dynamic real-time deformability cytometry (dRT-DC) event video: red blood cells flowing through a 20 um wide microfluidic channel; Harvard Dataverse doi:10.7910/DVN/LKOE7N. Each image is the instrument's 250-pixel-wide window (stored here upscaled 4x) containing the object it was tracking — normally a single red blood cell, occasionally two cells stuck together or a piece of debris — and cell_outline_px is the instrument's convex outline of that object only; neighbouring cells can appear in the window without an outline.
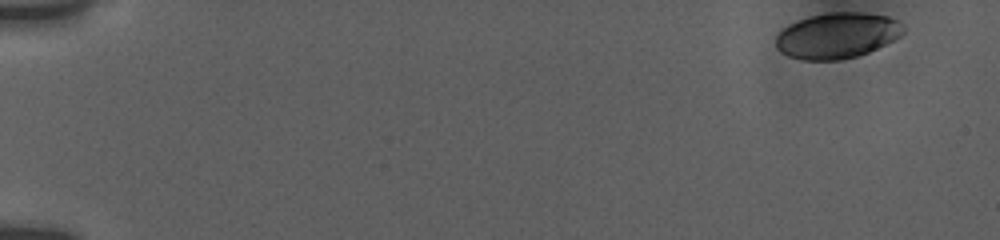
{"species": "human", "species_latin": "Homo sapiens", "temperature_condition": "room temperature", "stored_images_in_passage": 53, "camera_frame_rate_fps": 3000, "um_per_image_px": 0.085, "donor": {"sex": "female"}, "frame": {"image": 1, "passage_image": 1, "time_ms": 0.0, "image_size_px": [1000, 240], "cell_outline_px": [[904, 32], [900, 36], [868, 52], [856, 56], [840, 60], [800, 60], [788, 56], [780, 52], [776, 48], [776, 36], [788, 24], [812, 16], [832, 12], [860, 12], [888, 16], [904, 24]], "centroid_in_image_um": [71.15, 3.03], "position_along_channel_um": 13.9, "area_um2": 33.81}}
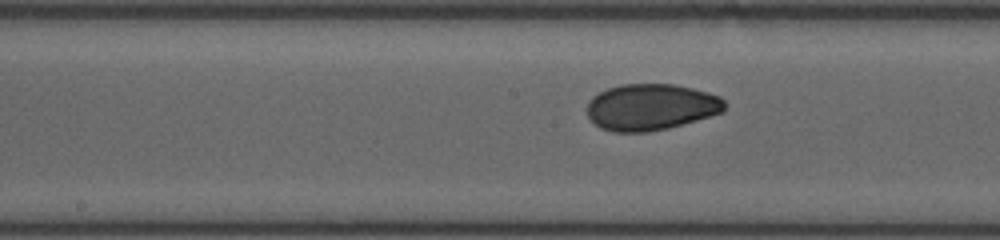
{"frame": {"image": 2, "passage_image": 28, "time_ms": 9.0, "image_size_px": [1000, 240], "cell_outline_px": [[724, 112], [668, 128], [648, 132], [612, 132], [600, 128], [588, 116], [588, 100], [592, 96], [608, 88], [620, 84], [676, 84], [708, 92], [720, 96], [724, 100]], "centroid_in_image_um": [55.33, 9.09], "position_along_channel_um": 192.9, "area_um2": 37.28}}
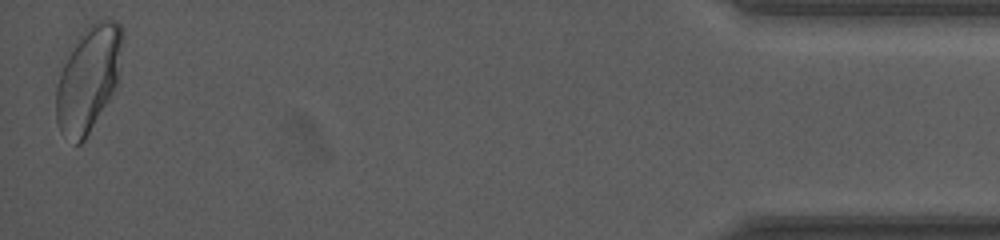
{"frame": {"image": 3, "passage_image": 53, "time_ms": 17.333, "image_size_px": [1000, 240], "cell_outline_px": [[124, 36], [120, 76], [112, 92], [84, 140], [80, 144], [76, 144], [60, 132], [56, 124], [56, 88], [60, 72], [80, 32], [88, 24], [96, 20], [112, 20], [120, 24], [124, 28]], "centroid_in_image_um": [7.53, 6.62], "position_along_channel_um": 427.7, "area_um2": 40.81}, "authors_computed_cell_mechanics": {"area_um2": 36.7608, "velocity_mm_per_s": 3.7608, "shape_relaxation_time_tau1_ms": 5.1665, "shape_relaxation_time_tau2_ms": 1.0931, "deformation_change_tau1": 0.1262, "deformation_change_tau2": 0.0399}}